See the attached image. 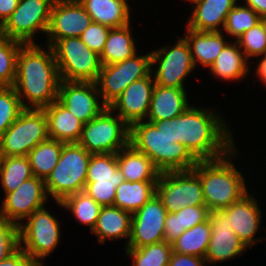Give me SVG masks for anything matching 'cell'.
<instances>
[{
  "instance_id": "d590c367",
  "label": "cell",
  "mask_w": 266,
  "mask_h": 266,
  "mask_svg": "<svg viewBox=\"0 0 266 266\" xmlns=\"http://www.w3.org/2000/svg\"><path fill=\"white\" fill-rule=\"evenodd\" d=\"M125 255L131 257L130 266H169L173 252L172 244L162 241L139 248H124Z\"/></svg>"
},
{
  "instance_id": "2e32d148",
  "label": "cell",
  "mask_w": 266,
  "mask_h": 266,
  "mask_svg": "<svg viewBox=\"0 0 266 266\" xmlns=\"http://www.w3.org/2000/svg\"><path fill=\"white\" fill-rule=\"evenodd\" d=\"M91 22L79 0H54L44 45L51 47L58 40L80 37Z\"/></svg>"
},
{
  "instance_id": "ac0fdd59",
  "label": "cell",
  "mask_w": 266,
  "mask_h": 266,
  "mask_svg": "<svg viewBox=\"0 0 266 266\" xmlns=\"http://www.w3.org/2000/svg\"><path fill=\"white\" fill-rule=\"evenodd\" d=\"M167 211L155 194L137 212L132 214L131 234L126 248H139L165 241L164 228Z\"/></svg>"
},
{
  "instance_id": "7402d4cb",
  "label": "cell",
  "mask_w": 266,
  "mask_h": 266,
  "mask_svg": "<svg viewBox=\"0 0 266 266\" xmlns=\"http://www.w3.org/2000/svg\"><path fill=\"white\" fill-rule=\"evenodd\" d=\"M238 0H197L185 21L186 28L195 31H223L227 15Z\"/></svg>"
},
{
  "instance_id": "b9f144b4",
  "label": "cell",
  "mask_w": 266,
  "mask_h": 266,
  "mask_svg": "<svg viewBox=\"0 0 266 266\" xmlns=\"http://www.w3.org/2000/svg\"><path fill=\"white\" fill-rule=\"evenodd\" d=\"M111 27L96 22H91L88 28L80 35V39L90 50L102 53Z\"/></svg>"
},
{
  "instance_id": "e575fe53",
  "label": "cell",
  "mask_w": 266,
  "mask_h": 266,
  "mask_svg": "<svg viewBox=\"0 0 266 266\" xmlns=\"http://www.w3.org/2000/svg\"><path fill=\"white\" fill-rule=\"evenodd\" d=\"M211 238L209 219L185 230L172 244L173 252L205 258Z\"/></svg>"
},
{
  "instance_id": "c3c4849f",
  "label": "cell",
  "mask_w": 266,
  "mask_h": 266,
  "mask_svg": "<svg viewBox=\"0 0 266 266\" xmlns=\"http://www.w3.org/2000/svg\"><path fill=\"white\" fill-rule=\"evenodd\" d=\"M256 60L257 65H254L255 69L250 74L255 76V78H258V81L262 82L266 87V53L257 57Z\"/></svg>"
},
{
  "instance_id": "7dc6e473",
  "label": "cell",
  "mask_w": 266,
  "mask_h": 266,
  "mask_svg": "<svg viewBox=\"0 0 266 266\" xmlns=\"http://www.w3.org/2000/svg\"><path fill=\"white\" fill-rule=\"evenodd\" d=\"M20 0H0V27L17 8Z\"/></svg>"
},
{
  "instance_id": "4316f807",
  "label": "cell",
  "mask_w": 266,
  "mask_h": 266,
  "mask_svg": "<svg viewBox=\"0 0 266 266\" xmlns=\"http://www.w3.org/2000/svg\"><path fill=\"white\" fill-rule=\"evenodd\" d=\"M47 117L48 137L64 143H77L83 123L58 100L43 108Z\"/></svg>"
},
{
  "instance_id": "e0dca14e",
  "label": "cell",
  "mask_w": 266,
  "mask_h": 266,
  "mask_svg": "<svg viewBox=\"0 0 266 266\" xmlns=\"http://www.w3.org/2000/svg\"><path fill=\"white\" fill-rule=\"evenodd\" d=\"M57 100L83 124L97 117L107 106L95 82L60 80Z\"/></svg>"
},
{
  "instance_id": "7c38bea8",
  "label": "cell",
  "mask_w": 266,
  "mask_h": 266,
  "mask_svg": "<svg viewBox=\"0 0 266 266\" xmlns=\"http://www.w3.org/2000/svg\"><path fill=\"white\" fill-rule=\"evenodd\" d=\"M150 73L151 51L143 55L137 53L112 65H102L95 82L102 102L108 107L132 82L145 78Z\"/></svg>"
},
{
  "instance_id": "484cf974",
  "label": "cell",
  "mask_w": 266,
  "mask_h": 266,
  "mask_svg": "<svg viewBox=\"0 0 266 266\" xmlns=\"http://www.w3.org/2000/svg\"><path fill=\"white\" fill-rule=\"evenodd\" d=\"M131 220V213L116 206H103L92 233L99 244H105L108 240L127 239L124 244L126 248L131 234Z\"/></svg>"
},
{
  "instance_id": "f1b7e54d",
  "label": "cell",
  "mask_w": 266,
  "mask_h": 266,
  "mask_svg": "<svg viewBox=\"0 0 266 266\" xmlns=\"http://www.w3.org/2000/svg\"><path fill=\"white\" fill-rule=\"evenodd\" d=\"M117 165L126 181H157L161 172L152 160L131 144L117 153Z\"/></svg>"
},
{
  "instance_id": "83f0119b",
  "label": "cell",
  "mask_w": 266,
  "mask_h": 266,
  "mask_svg": "<svg viewBox=\"0 0 266 266\" xmlns=\"http://www.w3.org/2000/svg\"><path fill=\"white\" fill-rule=\"evenodd\" d=\"M92 22L119 28L131 23V9L127 0H79Z\"/></svg>"
},
{
  "instance_id": "d6986e66",
  "label": "cell",
  "mask_w": 266,
  "mask_h": 266,
  "mask_svg": "<svg viewBox=\"0 0 266 266\" xmlns=\"http://www.w3.org/2000/svg\"><path fill=\"white\" fill-rule=\"evenodd\" d=\"M209 223L211 238L205 256L207 265L215 266L216 263L234 260L236 256L247 253V246L233 232L223 211L210 212Z\"/></svg>"
},
{
  "instance_id": "f5cc1de1",
  "label": "cell",
  "mask_w": 266,
  "mask_h": 266,
  "mask_svg": "<svg viewBox=\"0 0 266 266\" xmlns=\"http://www.w3.org/2000/svg\"><path fill=\"white\" fill-rule=\"evenodd\" d=\"M35 266H45L44 264H36Z\"/></svg>"
},
{
  "instance_id": "d4e9b609",
  "label": "cell",
  "mask_w": 266,
  "mask_h": 266,
  "mask_svg": "<svg viewBox=\"0 0 266 266\" xmlns=\"http://www.w3.org/2000/svg\"><path fill=\"white\" fill-rule=\"evenodd\" d=\"M249 63L238 42L232 40L222 49L208 70L216 79H221L220 81L238 82L248 75L251 76L249 73L253 62L250 65Z\"/></svg>"
},
{
  "instance_id": "bcb514c9",
  "label": "cell",
  "mask_w": 266,
  "mask_h": 266,
  "mask_svg": "<svg viewBox=\"0 0 266 266\" xmlns=\"http://www.w3.org/2000/svg\"><path fill=\"white\" fill-rule=\"evenodd\" d=\"M33 259L20 247L5 260L0 262V266H35Z\"/></svg>"
},
{
  "instance_id": "9a60e30c",
  "label": "cell",
  "mask_w": 266,
  "mask_h": 266,
  "mask_svg": "<svg viewBox=\"0 0 266 266\" xmlns=\"http://www.w3.org/2000/svg\"><path fill=\"white\" fill-rule=\"evenodd\" d=\"M49 198L45 180L33 176L3 196L0 218L19 226L35 210L45 207Z\"/></svg>"
},
{
  "instance_id": "9c48e42d",
  "label": "cell",
  "mask_w": 266,
  "mask_h": 266,
  "mask_svg": "<svg viewBox=\"0 0 266 266\" xmlns=\"http://www.w3.org/2000/svg\"><path fill=\"white\" fill-rule=\"evenodd\" d=\"M196 69L183 36L178 37L172 46L164 45L151 51V73L156 85L185 88L187 77Z\"/></svg>"
},
{
  "instance_id": "5bb4252c",
  "label": "cell",
  "mask_w": 266,
  "mask_h": 266,
  "mask_svg": "<svg viewBox=\"0 0 266 266\" xmlns=\"http://www.w3.org/2000/svg\"><path fill=\"white\" fill-rule=\"evenodd\" d=\"M117 165V154H91L84 192L96 203L113 206L116 188L124 181Z\"/></svg>"
},
{
  "instance_id": "277c9868",
  "label": "cell",
  "mask_w": 266,
  "mask_h": 266,
  "mask_svg": "<svg viewBox=\"0 0 266 266\" xmlns=\"http://www.w3.org/2000/svg\"><path fill=\"white\" fill-rule=\"evenodd\" d=\"M130 144L148 156L161 173L192 170L197 163L183 144L166 135V120L133 123Z\"/></svg>"
},
{
  "instance_id": "3957f363",
  "label": "cell",
  "mask_w": 266,
  "mask_h": 266,
  "mask_svg": "<svg viewBox=\"0 0 266 266\" xmlns=\"http://www.w3.org/2000/svg\"><path fill=\"white\" fill-rule=\"evenodd\" d=\"M239 154L235 147L222 158L197 161L193 167L202 183L205 205L210 212L222 211L250 192L246 177L233 163Z\"/></svg>"
},
{
  "instance_id": "5b68a950",
  "label": "cell",
  "mask_w": 266,
  "mask_h": 266,
  "mask_svg": "<svg viewBox=\"0 0 266 266\" xmlns=\"http://www.w3.org/2000/svg\"><path fill=\"white\" fill-rule=\"evenodd\" d=\"M91 154L78 143H64L58 163L45 180L48 196L62 201L84 191Z\"/></svg>"
},
{
  "instance_id": "cb8c5ba5",
  "label": "cell",
  "mask_w": 266,
  "mask_h": 266,
  "mask_svg": "<svg viewBox=\"0 0 266 266\" xmlns=\"http://www.w3.org/2000/svg\"><path fill=\"white\" fill-rule=\"evenodd\" d=\"M186 39L195 68H209L222 49L229 43L223 31H195L185 27ZM199 64V65H198Z\"/></svg>"
},
{
  "instance_id": "8992f818",
  "label": "cell",
  "mask_w": 266,
  "mask_h": 266,
  "mask_svg": "<svg viewBox=\"0 0 266 266\" xmlns=\"http://www.w3.org/2000/svg\"><path fill=\"white\" fill-rule=\"evenodd\" d=\"M48 210L47 205L35 210L18 226L19 247L36 264H44L45 258L58 248L61 239L60 221Z\"/></svg>"
},
{
  "instance_id": "8fae6325",
  "label": "cell",
  "mask_w": 266,
  "mask_h": 266,
  "mask_svg": "<svg viewBox=\"0 0 266 266\" xmlns=\"http://www.w3.org/2000/svg\"><path fill=\"white\" fill-rule=\"evenodd\" d=\"M54 0H20L17 8L0 27V33L24 44L37 43V33L46 34Z\"/></svg>"
},
{
  "instance_id": "30bf717a",
  "label": "cell",
  "mask_w": 266,
  "mask_h": 266,
  "mask_svg": "<svg viewBox=\"0 0 266 266\" xmlns=\"http://www.w3.org/2000/svg\"><path fill=\"white\" fill-rule=\"evenodd\" d=\"M47 117L43 109H24L0 136V156H27L48 139Z\"/></svg>"
},
{
  "instance_id": "f35d334b",
  "label": "cell",
  "mask_w": 266,
  "mask_h": 266,
  "mask_svg": "<svg viewBox=\"0 0 266 266\" xmlns=\"http://www.w3.org/2000/svg\"><path fill=\"white\" fill-rule=\"evenodd\" d=\"M236 41L249 61L264 55L266 53V19L244 32Z\"/></svg>"
},
{
  "instance_id": "1f68e13d",
  "label": "cell",
  "mask_w": 266,
  "mask_h": 266,
  "mask_svg": "<svg viewBox=\"0 0 266 266\" xmlns=\"http://www.w3.org/2000/svg\"><path fill=\"white\" fill-rule=\"evenodd\" d=\"M64 142L48 138L36 145L28 154L33 175L46 180L59 161Z\"/></svg>"
},
{
  "instance_id": "ab89813d",
  "label": "cell",
  "mask_w": 266,
  "mask_h": 266,
  "mask_svg": "<svg viewBox=\"0 0 266 266\" xmlns=\"http://www.w3.org/2000/svg\"><path fill=\"white\" fill-rule=\"evenodd\" d=\"M24 110L13 86L0 87V136Z\"/></svg>"
},
{
  "instance_id": "ffe728a7",
  "label": "cell",
  "mask_w": 266,
  "mask_h": 266,
  "mask_svg": "<svg viewBox=\"0 0 266 266\" xmlns=\"http://www.w3.org/2000/svg\"><path fill=\"white\" fill-rule=\"evenodd\" d=\"M258 204L251 189V194L248 192L240 200L222 210L227 215L233 232L248 249H252V246L266 239V236H257L263 222L261 221L263 211Z\"/></svg>"
},
{
  "instance_id": "f6af8a7d",
  "label": "cell",
  "mask_w": 266,
  "mask_h": 266,
  "mask_svg": "<svg viewBox=\"0 0 266 266\" xmlns=\"http://www.w3.org/2000/svg\"><path fill=\"white\" fill-rule=\"evenodd\" d=\"M169 266H207L205 258L172 252Z\"/></svg>"
},
{
  "instance_id": "816d5d0a",
  "label": "cell",
  "mask_w": 266,
  "mask_h": 266,
  "mask_svg": "<svg viewBox=\"0 0 266 266\" xmlns=\"http://www.w3.org/2000/svg\"><path fill=\"white\" fill-rule=\"evenodd\" d=\"M185 3L189 2L190 4H194L197 0H182Z\"/></svg>"
},
{
  "instance_id": "8d00e7d4",
  "label": "cell",
  "mask_w": 266,
  "mask_h": 266,
  "mask_svg": "<svg viewBox=\"0 0 266 266\" xmlns=\"http://www.w3.org/2000/svg\"><path fill=\"white\" fill-rule=\"evenodd\" d=\"M240 1L227 15L223 31L226 38H233L235 41L246 31L259 24L263 19L251 8ZM229 36V37H228Z\"/></svg>"
},
{
  "instance_id": "836d02e7",
  "label": "cell",
  "mask_w": 266,
  "mask_h": 266,
  "mask_svg": "<svg viewBox=\"0 0 266 266\" xmlns=\"http://www.w3.org/2000/svg\"><path fill=\"white\" fill-rule=\"evenodd\" d=\"M33 176L27 156H0V185L4 196Z\"/></svg>"
},
{
  "instance_id": "4fadbf2b",
  "label": "cell",
  "mask_w": 266,
  "mask_h": 266,
  "mask_svg": "<svg viewBox=\"0 0 266 266\" xmlns=\"http://www.w3.org/2000/svg\"><path fill=\"white\" fill-rule=\"evenodd\" d=\"M156 194L170 213L185 206H206L202 183L193 170L161 173L156 182Z\"/></svg>"
},
{
  "instance_id": "6da1fadb",
  "label": "cell",
  "mask_w": 266,
  "mask_h": 266,
  "mask_svg": "<svg viewBox=\"0 0 266 266\" xmlns=\"http://www.w3.org/2000/svg\"><path fill=\"white\" fill-rule=\"evenodd\" d=\"M191 105L173 118L175 142L183 144L197 161L226 156L236 145L229 122L214 107Z\"/></svg>"
},
{
  "instance_id": "f546056e",
  "label": "cell",
  "mask_w": 266,
  "mask_h": 266,
  "mask_svg": "<svg viewBox=\"0 0 266 266\" xmlns=\"http://www.w3.org/2000/svg\"><path fill=\"white\" fill-rule=\"evenodd\" d=\"M131 25L130 23L123 27L110 29L104 49L100 54L102 65L122 62L139 53Z\"/></svg>"
},
{
  "instance_id": "ee69618b",
  "label": "cell",
  "mask_w": 266,
  "mask_h": 266,
  "mask_svg": "<svg viewBox=\"0 0 266 266\" xmlns=\"http://www.w3.org/2000/svg\"><path fill=\"white\" fill-rule=\"evenodd\" d=\"M184 231H180L179 213L167 212L165 217L164 239L168 243L176 240Z\"/></svg>"
},
{
  "instance_id": "60d3db41",
  "label": "cell",
  "mask_w": 266,
  "mask_h": 266,
  "mask_svg": "<svg viewBox=\"0 0 266 266\" xmlns=\"http://www.w3.org/2000/svg\"><path fill=\"white\" fill-rule=\"evenodd\" d=\"M19 248L18 225L0 218V262Z\"/></svg>"
},
{
  "instance_id": "44dd1931",
  "label": "cell",
  "mask_w": 266,
  "mask_h": 266,
  "mask_svg": "<svg viewBox=\"0 0 266 266\" xmlns=\"http://www.w3.org/2000/svg\"><path fill=\"white\" fill-rule=\"evenodd\" d=\"M155 87L150 73L147 77L132 82L108 107L118 114L129 126L145 121Z\"/></svg>"
},
{
  "instance_id": "d6a6232c",
  "label": "cell",
  "mask_w": 266,
  "mask_h": 266,
  "mask_svg": "<svg viewBox=\"0 0 266 266\" xmlns=\"http://www.w3.org/2000/svg\"><path fill=\"white\" fill-rule=\"evenodd\" d=\"M55 203L61 209L68 210L72 217H75L77 223L88 226L91 232L96 226L102 209V206L84 191L68 195L62 201H56Z\"/></svg>"
},
{
  "instance_id": "52a82bcc",
  "label": "cell",
  "mask_w": 266,
  "mask_h": 266,
  "mask_svg": "<svg viewBox=\"0 0 266 266\" xmlns=\"http://www.w3.org/2000/svg\"><path fill=\"white\" fill-rule=\"evenodd\" d=\"M90 154H117L130 144V126L109 107L83 125L77 142Z\"/></svg>"
},
{
  "instance_id": "7a4b0ae2",
  "label": "cell",
  "mask_w": 266,
  "mask_h": 266,
  "mask_svg": "<svg viewBox=\"0 0 266 266\" xmlns=\"http://www.w3.org/2000/svg\"><path fill=\"white\" fill-rule=\"evenodd\" d=\"M60 77L53 50L39 43L23 44L13 84L24 109H43L58 98Z\"/></svg>"
},
{
  "instance_id": "f907efd6",
  "label": "cell",
  "mask_w": 266,
  "mask_h": 266,
  "mask_svg": "<svg viewBox=\"0 0 266 266\" xmlns=\"http://www.w3.org/2000/svg\"><path fill=\"white\" fill-rule=\"evenodd\" d=\"M166 135L173 141L174 140V132H173V118L166 120Z\"/></svg>"
},
{
  "instance_id": "4dcf8cb0",
  "label": "cell",
  "mask_w": 266,
  "mask_h": 266,
  "mask_svg": "<svg viewBox=\"0 0 266 266\" xmlns=\"http://www.w3.org/2000/svg\"><path fill=\"white\" fill-rule=\"evenodd\" d=\"M157 181H126L117 188L113 206L131 214L137 212L156 194Z\"/></svg>"
},
{
  "instance_id": "74e56055",
  "label": "cell",
  "mask_w": 266,
  "mask_h": 266,
  "mask_svg": "<svg viewBox=\"0 0 266 266\" xmlns=\"http://www.w3.org/2000/svg\"><path fill=\"white\" fill-rule=\"evenodd\" d=\"M23 44L0 33V87L13 86L16 77L17 55Z\"/></svg>"
},
{
  "instance_id": "603a6c76",
  "label": "cell",
  "mask_w": 266,
  "mask_h": 266,
  "mask_svg": "<svg viewBox=\"0 0 266 266\" xmlns=\"http://www.w3.org/2000/svg\"><path fill=\"white\" fill-rule=\"evenodd\" d=\"M186 88L156 85L153 90L146 121L169 120L184 113L191 105Z\"/></svg>"
},
{
  "instance_id": "681fc988",
  "label": "cell",
  "mask_w": 266,
  "mask_h": 266,
  "mask_svg": "<svg viewBox=\"0 0 266 266\" xmlns=\"http://www.w3.org/2000/svg\"><path fill=\"white\" fill-rule=\"evenodd\" d=\"M249 8L253 9L262 19H266V0H242Z\"/></svg>"
},
{
  "instance_id": "7bdbcfd3",
  "label": "cell",
  "mask_w": 266,
  "mask_h": 266,
  "mask_svg": "<svg viewBox=\"0 0 266 266\" xmlns=\"http://www.w3.org/2000/svg\"><path fill=\"white\" fill-rule=\"evenodd\" d=\"M175 213H179L180 231H185L207 221L210 210L207 206H185Z\"/></svg>"
},
{
  "instance_id": "ba28073f",
  "label": "cell",
  "mask_w": 266,
  "mask_h": 266,
  "mask_svg": "<svg viewBox=\"0 0 266 266\" xmlns=\"http://www.w3.org/2000/svg\"><path fill=\"white\" fill-rule=\"evenodd\" d=\"M51 48L60 80L96 82L102 68L100 55L90 50L80 37L58 40Z\"/></svg>"
}]
</instances>
